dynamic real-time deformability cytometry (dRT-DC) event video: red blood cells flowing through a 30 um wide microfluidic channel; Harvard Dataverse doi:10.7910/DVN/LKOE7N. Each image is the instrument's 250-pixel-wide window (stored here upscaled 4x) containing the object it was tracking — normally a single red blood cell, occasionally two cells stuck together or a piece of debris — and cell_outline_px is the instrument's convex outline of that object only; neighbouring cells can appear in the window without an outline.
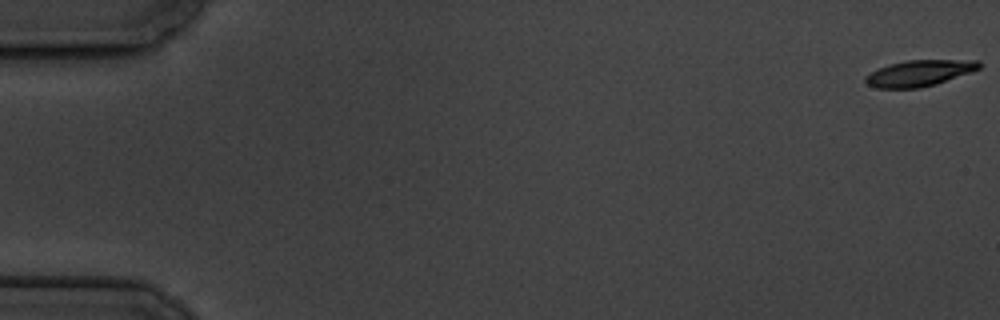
{"species": "common noctule bat (a hibernating species)", "species_latin": "Nyctalus noctula", "temperature_condition": "cold", "stored_images_in_passage": 7, "camera_frame_rate_fps": 3000, "um_per_image_px": 0.085, "animal": {"sex": "male", "body_mass_g": 19.5, "forearm_length_mm": 54.6}, "frame": {"image": 1, "passage_image": 1, "time_ms": 0.0, "image_size_px": [1000, 320], "cell_outline_px": [[980, 68], [972, 72], [936, 84], [920, 88], [876, 88], [868, 84], [864, 80], [864, 76], [888, 64], [908, 60], [980, 60]], "centroid_in_image_um": [78.16, 6.22], "position_along_channel_um": 6.8, "area_um2": 17.28}}
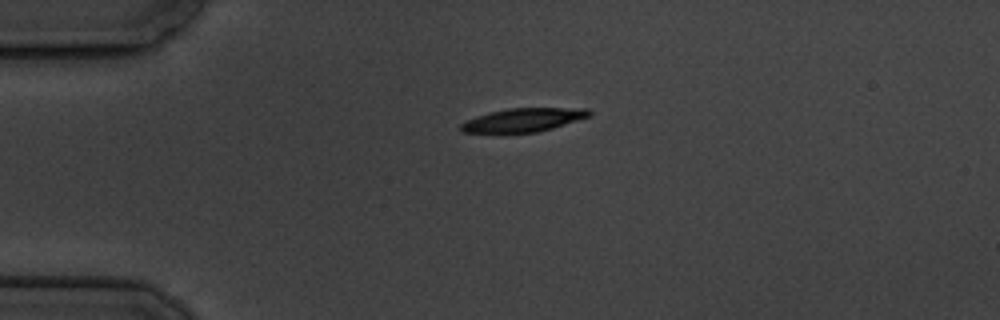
{"frame": {"image": 2, "passage_image": 5, "time_ms": 4.667, "image_size_px": [1000, 320], "cell_outline_px": [[592, 116], [552, 128], [536, 132], [464, 132], [460, 128], [460, 124], [476, 116], [488, 112], [508, 108], [588, 108], [592, 112]], "centroid_in_image_um": [44.54, 10.17], "position_along_channel_um": 40.5, "area_um2": 17.46}}
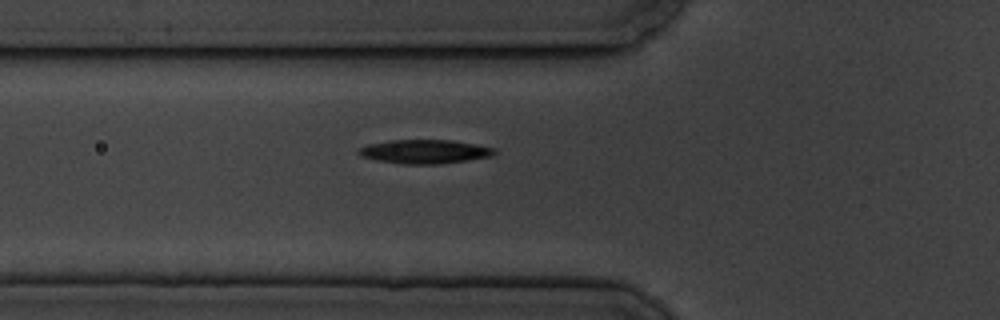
{"frame": {"image": 3, "passage_image": 7, "time_ms": 7.0, "image_size_px": [1000, 320], "cell_outline_px": [[496, 152], [488, 156], [468, 160], [440, 164], [404, 164], [376, 160], [360, 156], [356, 152], [360, 148], [368, 144], [388, 140], [452, 140], [476, 144], [496, 148]], "centroid_in_image_um": [36.07, 12.88], "position_along_channel_um": 89.7, "area_um2": 18.9}}